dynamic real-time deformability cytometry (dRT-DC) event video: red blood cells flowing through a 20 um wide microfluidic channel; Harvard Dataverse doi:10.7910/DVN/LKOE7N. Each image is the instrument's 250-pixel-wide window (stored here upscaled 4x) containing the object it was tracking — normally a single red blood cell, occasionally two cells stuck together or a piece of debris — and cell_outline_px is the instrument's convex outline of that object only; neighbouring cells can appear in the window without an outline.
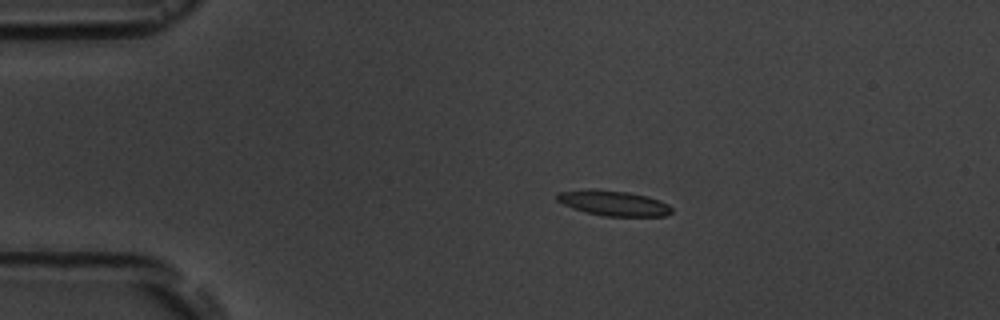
{"species": "common noctule bat (a hibernating species)", "species_latin": "Nyctalus noctula", "temperature_condition": "room temperature", "stored_images_in_passage": 9, "camera_frame_rate_fps": 3000, "um_per_image_px": 0.085, "animal": {"sex": "male", "body_mass_g": 19.5, "forearm_length_mm": 54.6}, "frame": {"image": 1, "passage_image": 4, "time_ms": 3.667, "image_size_px": [1000, 320], "cell_outline_px": [[672, 212], [668, 216], [604, 216], [572, 208], [556, 200], [556, 192], [588, 188], [628, 192], [648, 196], [660, 200], [668, 204], [672, 208]], "centroid_in_image_um": [52.15, 17.25], "position_along_channel_um": 32.9, "area_um2": 16.99}}
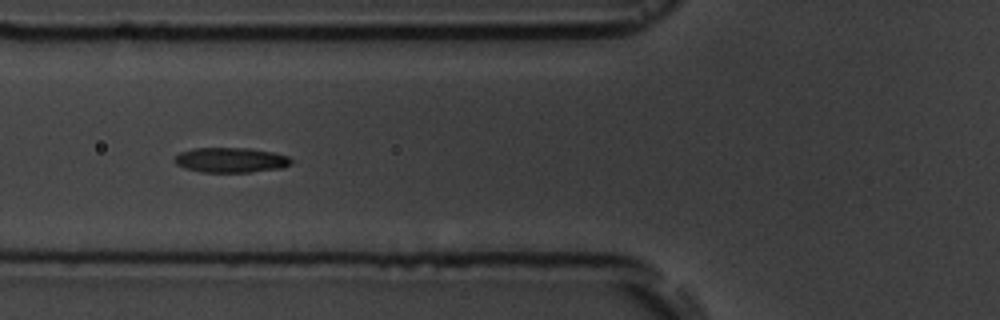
{"frame": {"image": 2, "passage_image": 7, "time_ms": 7.0, "image_size_px": [1000, 320], "cell_outline_px": [[292, 164], [284, 168], [248, 172], [200, 172], [184, 168], [176, 164], [172, 160], [180, 152], [192, 148], [248, 148], [272, 152], [288, 156], [292, 160]], "centroid_in_image_um": [19.61, 13.61], "position_along_channel_um": 106.2, "area_um2": 17.11}}
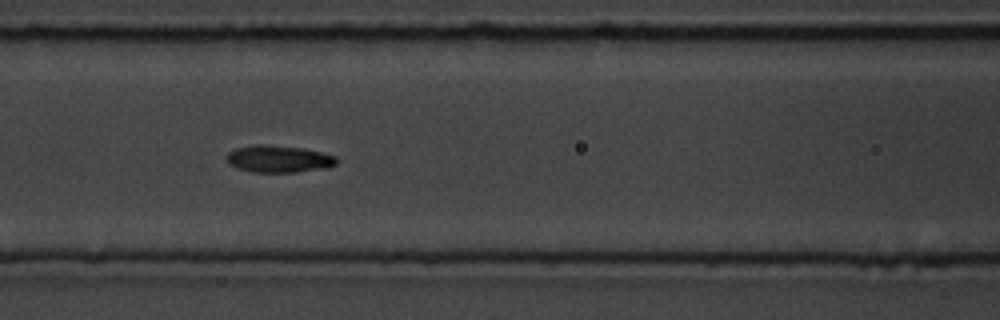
{"frame": {"image": 3, "passage_image": 8, "time_ms": 8.0, "image_size_px": [1000, 320], "cell_outline_px": [[340, 160], [336, 164], [328, 168], [296, 172], [252, 172], [236, 168], [228, 164], [224, 160], [224, 156], [228, 152], [236, 148], [256, 144], [264, 144], [300, 148], [320, 152], [336, 156]], "centroid_in_image_um": [23.65, 13.52], "position_along_channel_um": 143.0, "area_um2": 17.63}}